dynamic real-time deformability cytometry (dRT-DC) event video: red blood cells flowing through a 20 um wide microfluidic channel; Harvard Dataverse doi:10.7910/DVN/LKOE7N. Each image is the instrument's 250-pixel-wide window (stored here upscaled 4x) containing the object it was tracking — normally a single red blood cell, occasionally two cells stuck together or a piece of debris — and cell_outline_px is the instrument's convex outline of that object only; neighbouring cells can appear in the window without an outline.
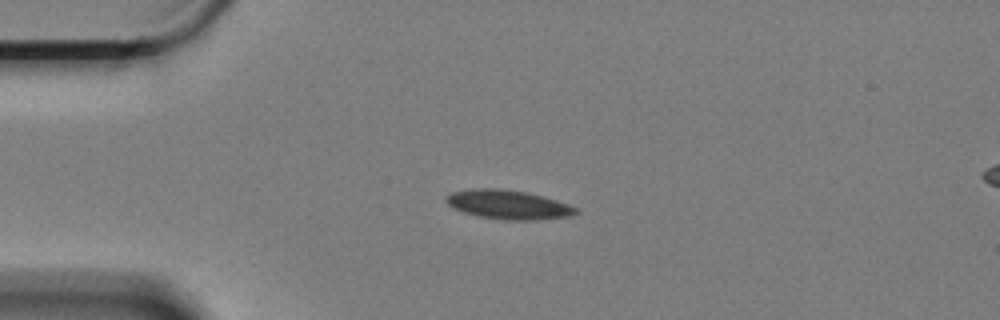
{"species": "Egyptian fruit bat (a non-hibernating species)", "species_latin": "Rousettus aegyptiacus", "temperature_condition": "cold", "stored_images_in_passage": 35, "camera_frame_rate_fps": 3000, "um_per_image_px": 0.085, "animal": {"sex": "female"}, "frame": {"image": 1, "passage_image": 1, "time_ms": 0.0, "image_size_px": [1000, 320], "cell_outline_px": [[580, 212], [568, 216], [536, 220], [504, 220], [480, 216], [464, 212], [448, 204], [444, 200], [452, 192], [472, 188], [500, 188], [528, 192], [556, 200], [568, 204], [576, 208]], "centroid_in_image_um": [43.21, 17.38], "position_along_channel_um": 41.8, "area_um2": 21.85}}
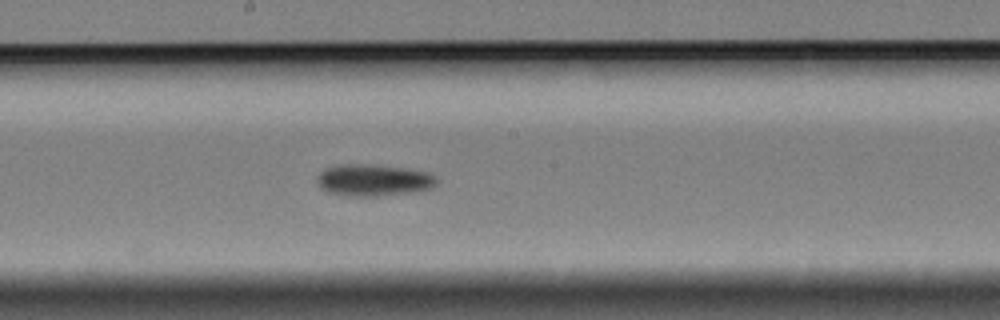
{"frame": {"image": 2, "passage_image": 19, "time_ms": 6.0, "image_size_px": [1000, 320], "cell_outline_px": [[440, 180], [432, 188], [420, 192], [376, 196], [348, 196], [328, 192], [320, 188], [316, 184], [316, 176], [324, 168], [340, 164], [364, 164], [400, 168], [428, 172], [436, 176]], "centroid_in_image_um": [31.74, 15.33], "position_along_channel_um": 216.5, "area_um2": 22.48}}
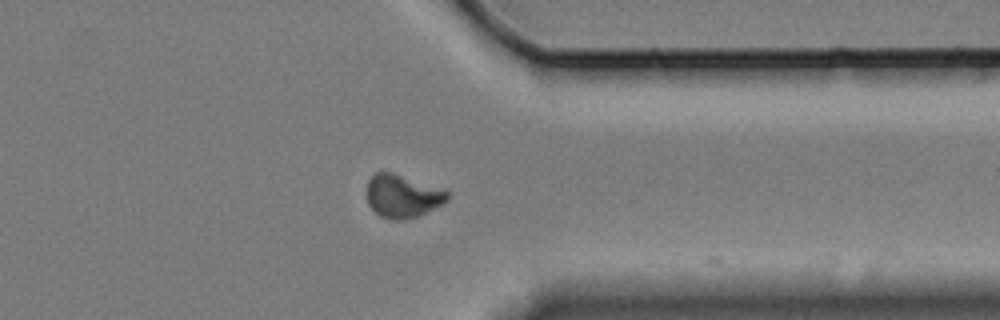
{"frame": {"image": 3, "passage_image": 34, "time_ms": 11.0, "image_size_px": [1000, 320], "cell_outline_px": [[452, 196], [444, 204], [420, 216], [404, 220], [392, 220], [380, 216], [368, 204], [368, 180], [376, 172], [392, 172], [448, 188], [452, 192]], "centroid_in_image_um": [34.34, 16.66], "position_along_channel_um": 377.1, "area_um2": 20.98}}